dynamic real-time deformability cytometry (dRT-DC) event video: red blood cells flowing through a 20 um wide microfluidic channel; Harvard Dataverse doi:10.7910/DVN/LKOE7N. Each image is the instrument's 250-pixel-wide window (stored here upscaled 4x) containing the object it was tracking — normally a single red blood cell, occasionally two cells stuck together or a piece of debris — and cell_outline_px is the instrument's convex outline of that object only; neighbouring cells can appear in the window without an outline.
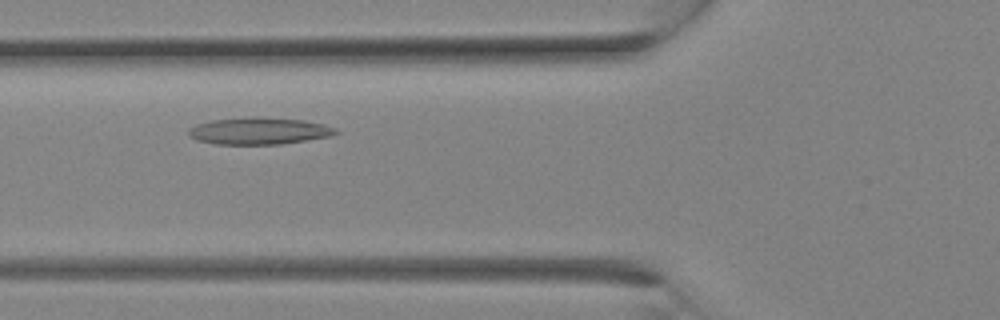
{"species": "Egyptian fruit bat (a non-hibernating species)", "species_latin": "Rousettus aegyptiacus", "temperature_condition": "room temperature", "stored_images_in_passage": 24, "camera_frame_rate_fps": 3000, "um_per_image_px": 0.085, "animal": {"sex": "female"}, "frame": {"image": 1, "passage_image": 7, "time_ms": 2.0, "image_size_px": [1000, 320], "cell_outline_px": [[340, 132], [328, 136], [280, 144], [216, 144], [196, 140], [188, 136], [188, 128], [196, 124], [212, 120], [248, 116], [252, 116], [304, 120], [324, 124], [336, 128]], "centroid_in_image_um": [21.97, 11.12], "position_along_channel_um": 103.8, "area_um2": 23.18}}
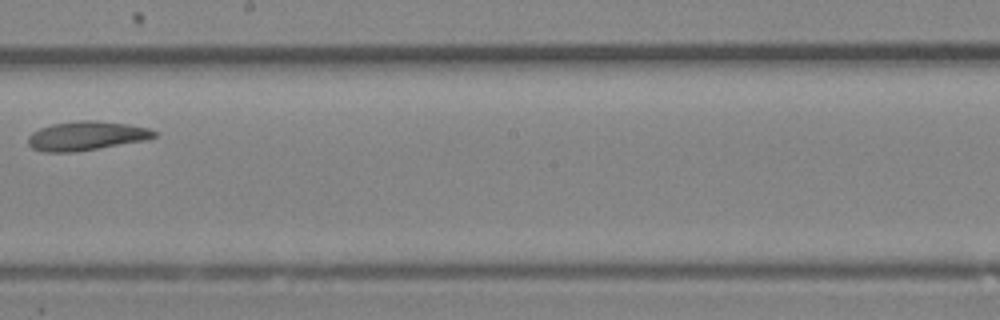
{"frame": {"image": 2, "passage_image": 13, "time_ms": 4.0, "image_size_px": [1000, 320], "cell_outline_px": [[156, 136], [148, 140], [72, 152], [44, 152], [32, 148], [28, 144], [28, 136], [32, 132], [40, 128], [52, 124], [80, 120], [96, 120], [128, 124], [148, 128], [156, 132]], "centroid_in_image_um": [7.33, 11.54], "position_along_channel_um": 240.9, "area_um2": 21.33}}
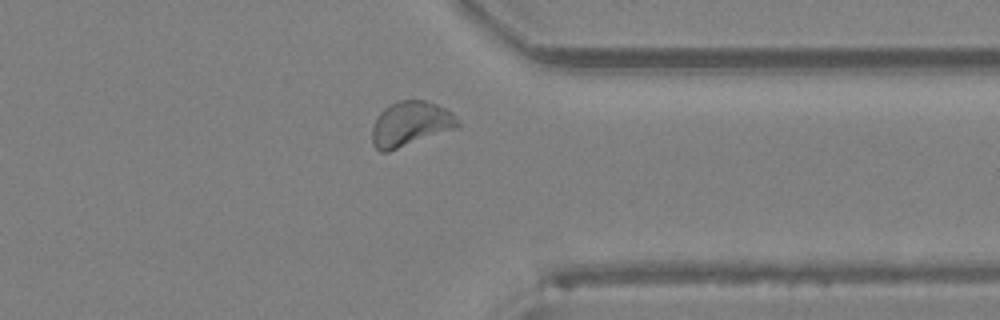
{"frame": {"image": 3, "passage_image": 19, "time_ms": 6.0, "image_size_px": [1000, 320], "cell_outline_px": [[460, 124], [456, 128], [388, 152], [380, 152], [372, 144], [372, 128], [380, 112], [384, 108], [400, 100], [424, 100], [436, 104], [452, 112], [460, 120]], "centroid_in_image_um": [34.89, 10.54], "position_along_channel_um": 376.5, "area_um2": 22.25}}